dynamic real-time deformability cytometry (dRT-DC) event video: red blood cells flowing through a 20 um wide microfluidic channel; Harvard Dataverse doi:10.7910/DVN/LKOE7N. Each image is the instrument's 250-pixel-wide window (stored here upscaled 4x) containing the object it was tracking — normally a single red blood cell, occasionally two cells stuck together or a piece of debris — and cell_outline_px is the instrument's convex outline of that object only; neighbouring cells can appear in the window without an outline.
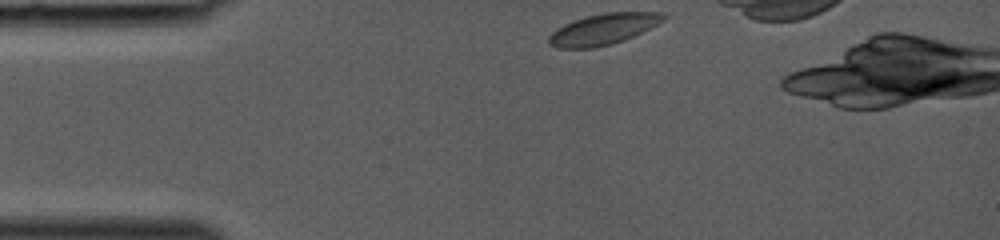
{"species": "common noctule bat (a hibernating species)", "species_latin": "Nyctalus noctula", "temperature_condition": "room temperature", "stored_images_in_passage": 29, "camera_frame_rate_fps": 3000, "um_per_image_px": 0.085, "animal": {"sex": "female", "body_mass_g": 19.0, "forearm_length_mm": 53.3}, "frame": {"image": 1, "passage_image": 1, "time_ms": 0.0, "image_size_px": [1000, 240], "cell_outline_px": [[668, 16], [664, 20], [624, 40], [612, 44], [596, 48], [556, 48], [548, 44], [548, 36], [556, 28], [572, 20], [604, 12], [664, 12]], "centroid_in_image_um": [51.24, 2.48], "position_along_channel_um": 33.8, "area_um2": 20.75}}
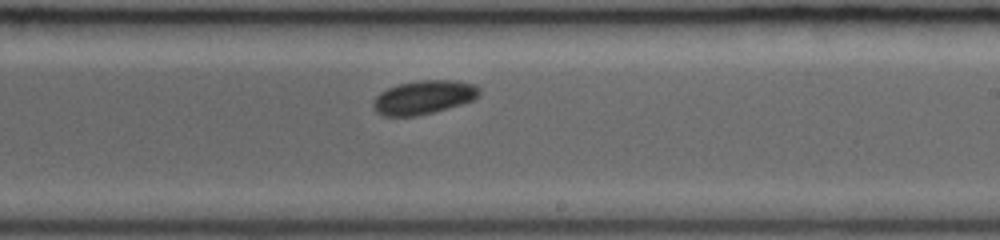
{"frame": {"image": 2, "passage_image": 17, "time_ms": 5.333, "image_size_px": [1000, 240], "cell_outline_px": [[480, 96], [472, 100], [460, 104], [432, 112], [416, 116], [384, 116], [376, 112], [372, 104], [376, 96], [380, 92], [388, 88], [400, 84], [420, 80], [452, 80], [476, 84], [480, 88]], "centroid_in_image_um": [36.02, 8.26], "position_along_channel_um": 253.0, "area_um2": 20.75}}
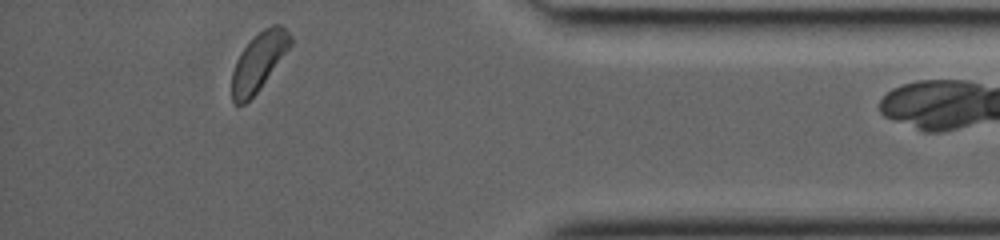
{"frame": {"image": 3, "passage_image": 28, "time_ms": 9.0, "image_size_px": [1000, 240], "cell_outline_px": [[292, 44], [260, 88], [244, 104], [236, 104], [232, 100], [232, 72], [236, 60], [244, 48], [264, 28], [272, 24], [280, 24], [292, 36]], "centroid_in_image_um": [22.0, 5.23], "position_along_channel_um": 413.2, "area_um2": 19.31}}